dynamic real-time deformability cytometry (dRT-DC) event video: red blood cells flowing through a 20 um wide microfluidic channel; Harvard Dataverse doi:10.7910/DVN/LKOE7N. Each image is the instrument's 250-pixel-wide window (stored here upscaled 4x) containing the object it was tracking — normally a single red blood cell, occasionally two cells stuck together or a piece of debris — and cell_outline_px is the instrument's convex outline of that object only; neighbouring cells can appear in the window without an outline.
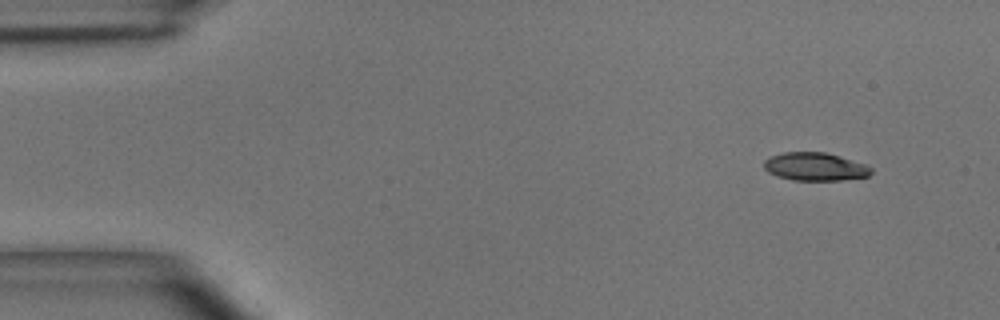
{"species": "common noctule bat (a hibernating species)", "species_latin": "Nyctalus noctula", "temperature_condition": "room temperature", "stored_images_in_passage": 4, "camera_frame_rate_fps": 3000, "um_per_image_px": 0.085, "animal": {"sex": "male", "body_mass_g": 15.6}, "frame": {"image": 1, "passage_image": 1, "time_ms": 0.0, "image_size_px": [1000, 320], "cell_outline_px": [[872, 172], [868, 176], [840, 180], [792, 180], [776, 176], [768, 172], [764, 168], [764, 160], [772, 156], [784, 152], [824, 152], [868, 164], [872, 168]], "centroid_in_image_um": [69.29, 14.17], "position_along_channel_um": 15.7, "area_um2": 17.57}}
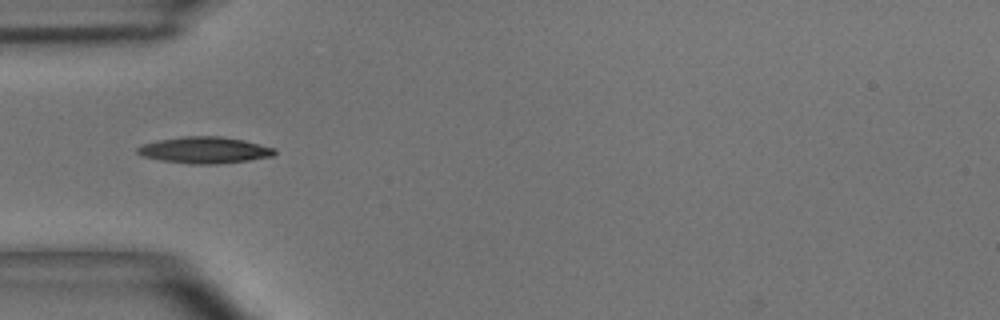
{"frame": {"image": 2, "passage_image": 4, "time_ms": 1.0, "image_size_px": [1000, 320], "cell_outline_px": [[276, 152], [272, 156], [248, 160], [216, 164], [192, 164], [160, 160], [144, 156], [136, 152], [136, 148], [144, 144], [156, 140], [180, 136], [224, 136], [244, 140], [276, 148]], "centroid_in_image_um": [17.39, 12.74], "position_along_channel_um": 67.6, "area_um2": 21.21}}